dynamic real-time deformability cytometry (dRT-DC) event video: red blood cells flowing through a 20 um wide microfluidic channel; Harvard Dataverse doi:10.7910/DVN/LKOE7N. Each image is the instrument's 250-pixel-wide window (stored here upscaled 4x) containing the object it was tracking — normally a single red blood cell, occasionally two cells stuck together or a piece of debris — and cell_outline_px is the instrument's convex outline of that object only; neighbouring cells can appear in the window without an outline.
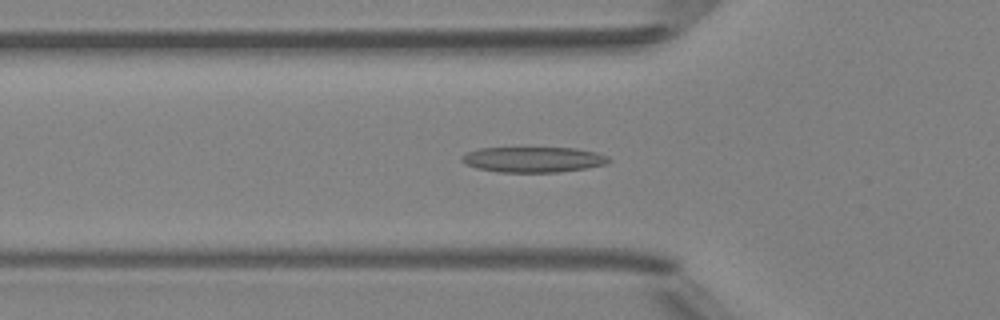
{"species": "Egyptian fruit bat (a non-hibernating species)", "species_latin": "Rousettus aegyptiacus", "temperature_condition": "room temperature", "stored_images_in_passage": 49, "camera_frame_rate_fps": 3000, "um_per_image_px": 0.085, "animal": {"sex": "female"}, "frame": {"image": 1, "passage_image": 17, "time_ms": 5.333, "image_size_px": [1000, 320], "cell_outline_px": [[612, 160], [608, 164], [584, 168], [556, 172], [500, 172], [476, 168], [460, 160], [460, 156], [468, 152], [480, 148], [576, 148], [596, 152], [608, 156]], "centroid_in_image_um": [45.35, 13.55], "position_along_channel_um": 80.5, "area_um2": 21.73}}
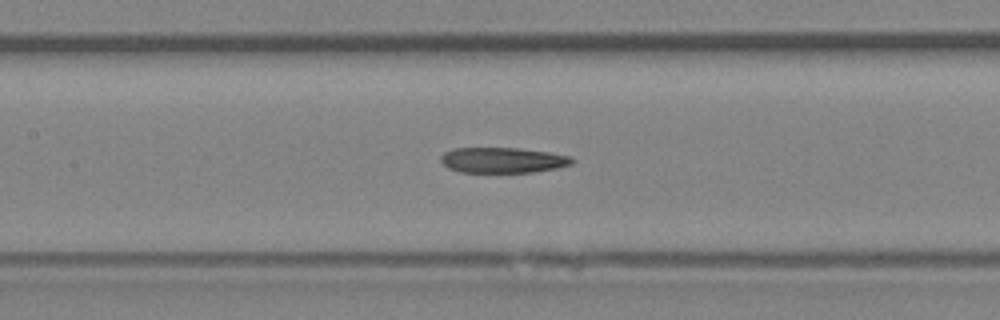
{"frame": {"image": 2, "passage_image": 23, "time_ms": 7.333, "image_size_px": [1000, 320], "cell_outline_px": [[576, 160], [572, 164], [556, 168], [532, 172], [460, 172], [448, 168], [440, 160], [440, 156], [444, 152], [452, 148], [520, 148], [548, 152], [568, 156]], "centroid_in_image_um": [42.71, 13.61], "position_along_channel_um": 164.7, "area_um2": 19.48}}
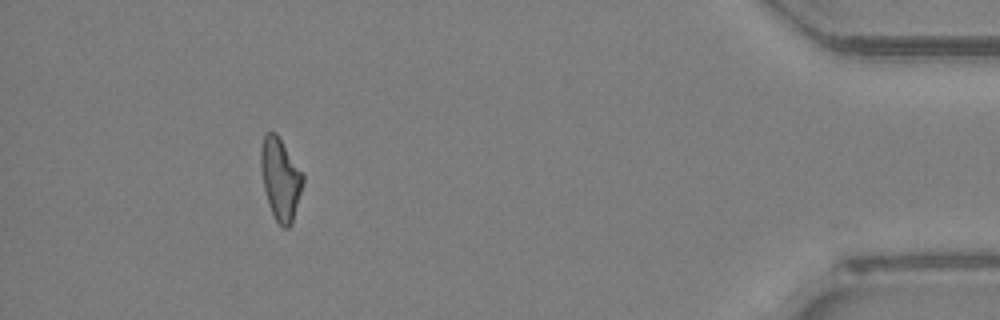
{"frame": {"image": 3, "passage_image": 45, "time_ms": 14.667, "image_size_px": [1000, 320], "cell_outline_px": [[304, 180], [292, 224], [288, 228], [284, 228], [276, 220], [268, 204], [264, 188], [260, 164], [260, 148], [264, 136], [268, 132], [276, 132], [304, 172]], "centroid_in_image_um": [23.85, 15.18], "position_along_channel_um": 411.4, "area_um2": 20.23}, "authors_computed_cell_mechanics": {"area_um2": 20.3456, "velocity_mm_per_s": 4.2137, "shape_relaxation_time_tau1_ms": null, "shape_relaxation_time_tau2_ms": 3.2347, "deformation_change_tau1": null, "deformation_change_tau2": 0.1431}}